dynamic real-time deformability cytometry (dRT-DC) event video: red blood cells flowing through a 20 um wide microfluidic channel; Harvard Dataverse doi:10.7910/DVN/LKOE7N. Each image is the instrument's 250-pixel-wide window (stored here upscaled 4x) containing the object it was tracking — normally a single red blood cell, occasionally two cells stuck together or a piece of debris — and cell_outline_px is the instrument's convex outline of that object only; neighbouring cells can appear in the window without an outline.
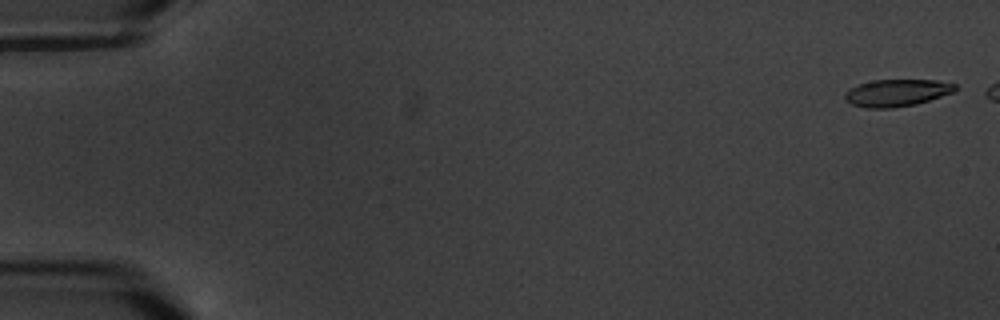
{"species": "common noctule bat (a hibernating species)", "species_latin": "Nyctalus noctula", "temperature_condition": "warm", "stored_images_in_passage": 7, "camera_frame_rate_fps": 3000, "um_per_image_px": 0.085, "animal": {"sex": "male", "body_mass_g": 20.1, "forearm_length_mm": 53.5}, "frame": {"image": 1, "passage_image": 1, "time_ms": 0.0, "image_size_px": [1000, 320], "cell_outline_px": [[956, 92], [916, 104], [892, 108], [864, 108], [852, 104], [844, 96], [852, 88], [860, 84], [872, 80], [936, 80], [956, 84]], "centroid_in_image_um": [76.29, 7.89], "position_along_channel_um": 8.7, "area_um2": 17.28}}
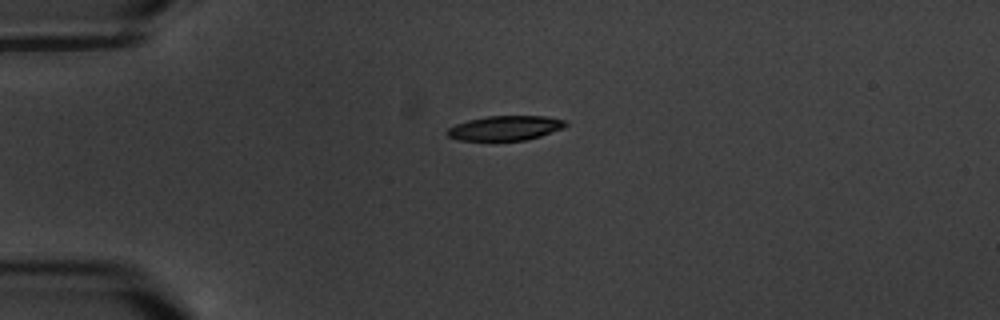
{"frame": {"image": 2, "passage_image": 7, "time_ms": 7.0, "image_size_px": [1000, 320], "cell_outline_px": [[568, 124], [564, 128], [528, 140], [460, 140], [448, 136], [444, 132], [448, 128], [456, 124], [468, 120], [488, 116], [548, 116], [564, 120]], "centroid_in_image_um": [42.96, 10.88], "position_along_channel_um": 42.0, "area_um2": 16.99}}